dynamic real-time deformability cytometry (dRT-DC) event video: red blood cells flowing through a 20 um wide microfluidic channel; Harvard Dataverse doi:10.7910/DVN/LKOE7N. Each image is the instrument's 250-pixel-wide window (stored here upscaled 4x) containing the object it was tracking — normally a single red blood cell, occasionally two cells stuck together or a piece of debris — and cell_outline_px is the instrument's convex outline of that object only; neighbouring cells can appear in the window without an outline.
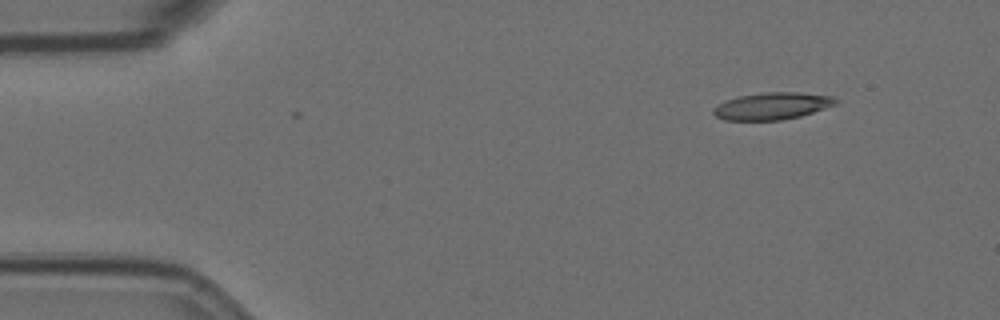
{"species": "Egyptian fruit bat (a non-hibernating species)", "species_latin": "Rousettus aegyptiacus", "temperature_condition": "room temperature", "stored_images_in_passage": 3, "camera_frame_rate_fps": 3000, "um_per_image_px": 0.085, "animal": {"sex": "female"}, "frame": {"image": 1, "passage_image": 1, "time_ms": 0.0, "image_size_px": [1000, 320], "cell_outline_px": [[840, 100], [836, 104], [800, 116], [780, 120], [724, 120], [716, 116], [712, 112], [712, 108], [716, 104], [724, 100], [740, 96], [764, 92], [796, 92], [832, 96]], "centroid_in_image_um": [65.59, 9.0], "position_along_channel_um": 19.4, "area_um2": 19.31}}